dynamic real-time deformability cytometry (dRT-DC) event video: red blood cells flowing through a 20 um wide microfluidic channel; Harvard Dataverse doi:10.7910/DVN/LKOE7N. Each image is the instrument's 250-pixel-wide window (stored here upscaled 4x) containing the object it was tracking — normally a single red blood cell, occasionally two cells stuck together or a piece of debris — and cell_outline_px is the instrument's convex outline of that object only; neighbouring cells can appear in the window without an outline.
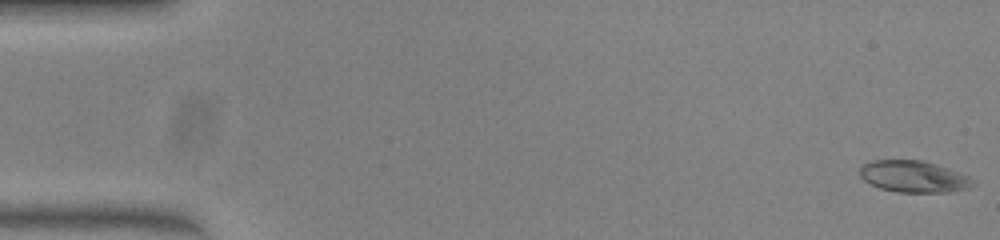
{"species": "common noctule bat (a hibernating species)", "species_latin": "Nyctalus noctula", "temperature_condition": "warm", "stored_images_in_passage": 51, "camera_frame_rate_fps": 3000, "um_per_image_px": 0.085, "animal": {"sex": "female", "body_mass_g": 23.0, "forearm_length_mm": 53.4}, "frame": {"image": 1, "passage_image": 1, "time_ms": 0.0, "image_size_px": [1000, 240], "cell_outline_px": [[976, 184], [972, 188], [948, 192], [896, 192], [880, 188], [864, 180], [860, 176], [860, 168], [864, 164], [872, 160], [924, 160], [960, 172], [968, 176]], "centroid_in_image_um": [77.69, 15.01], "position_along_channel_um": 7.3, "area_um2": 20.92}}
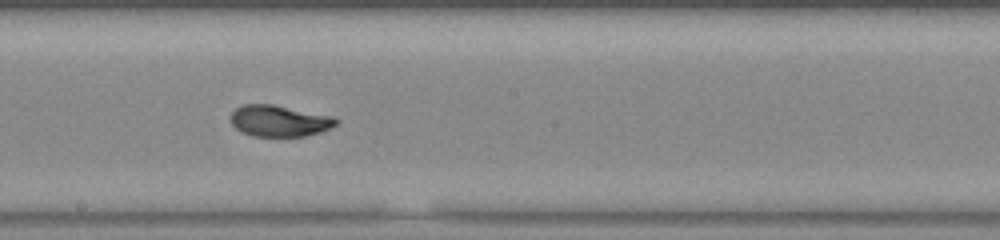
{"frame": {"image": 2, "passage_image": 28, "time_ms": 9.0, "image_size_px": [1000, 240], "cell_outline_px": [[340, 120], [336, 124], [320, 132], [304, 136], [252, 136], [240, 132], [232, 124], [228, 116], [236, 108], [244, 104], [272, 104], [332, 116]], "centroid_in_image_um": [23.69, 10.27], "position_along_channel_um": 224.5, "area_um2": 19.25}}
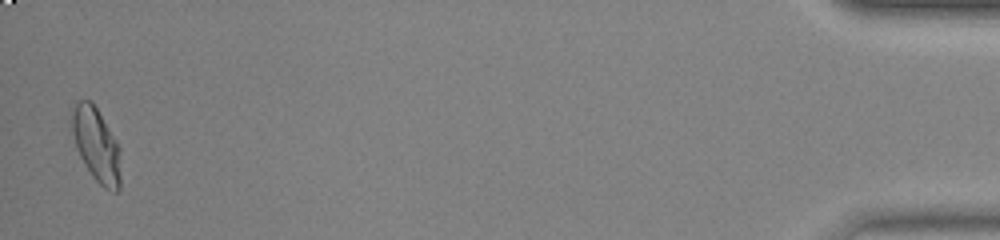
{"frame": {"image": 3, "passage_image": 50, "time_ms": 16.333, "image_size_px": [1000, 240], "cell_outline_px": [[120, 188], [116, 192], [112, 192], [104, 188], [92, 176], [84, 164], [76, 148], [72, 132], [68, 108], [80, 100], [92, 100], [116, 140], [120, 148]], "centroid_in_image_um": [8.15, 12.27], "position_along_channel_um": 427.0, "area_um2": 21.5}, "authors_computed_cell_mechanics": {"area_um2": 19.8832, "velocity_mm_per_s": 4.041, "shape_relaxation_time_tau1_ms": 4.2899, "shape_relaxation_time_tau2_ms": 0.7961, "deformation_change_tau1": 0.2226, "deformation_change_tau2": 0.0536}}